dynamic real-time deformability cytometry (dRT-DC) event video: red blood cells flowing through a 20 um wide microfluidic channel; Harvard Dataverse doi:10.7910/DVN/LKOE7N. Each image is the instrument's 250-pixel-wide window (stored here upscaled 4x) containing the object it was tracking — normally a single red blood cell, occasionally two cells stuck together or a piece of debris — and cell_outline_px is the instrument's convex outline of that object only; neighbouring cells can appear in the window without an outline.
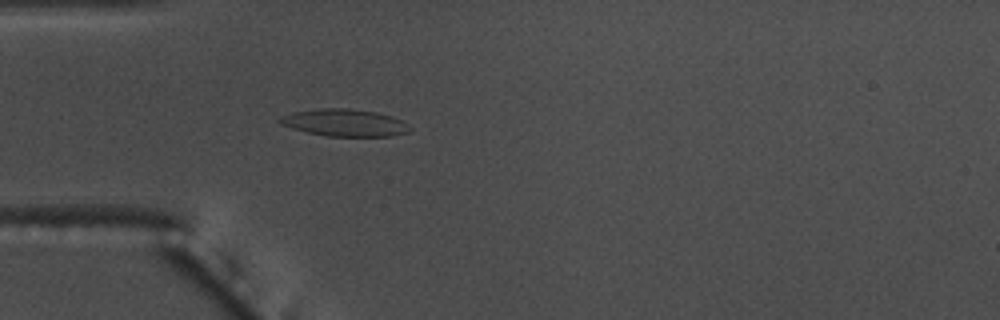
{"species": "common noctule bat (a hibernating species)", "species_latin": "Nyctalus noctula", "temperature_condition": "warm", "stored_images_in_passage": 46, "camera_frame_rate_fps": 3000, "um_per_image_px": 0.085, "animal": {"sex": "male", "body_mass_g": 17.5, "forearm_length_mm": 52.3}, "frame": {"image": 1, "passage_image": 7, "time_ms": 2.0, "image_size_px": [1000, 320], "cell_outline_px": [[412, 128], [408, 132], [392, 136], [328, 136], [308, 132], [292, 128], [280, 124], [276, 120], [280, 116], [292, 112], [320, 108], [348, 108], [376, 112], [392, 116], [408, 124]], "centroid_in_image_um": [29.27, 10.42], "position_along_channel_um": 55.7, "area_um2": 20.63}}
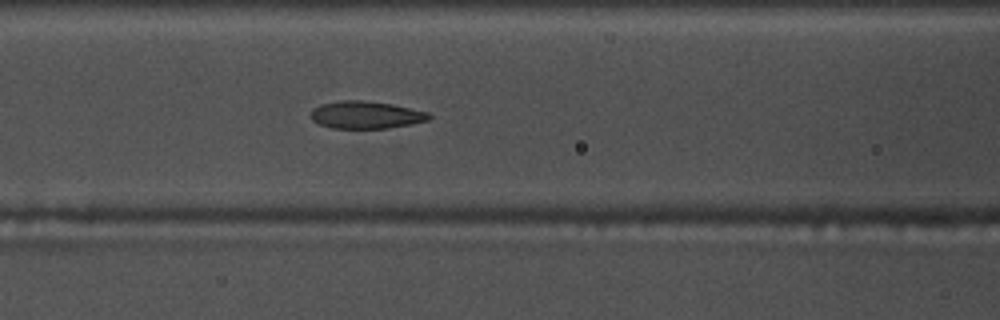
{"frame": {"image": 2, "passage_image": 14, "time_ms": 4.333, "image_size_px": [1000, 320], "cell_outline_px": [[432, 116], [428, 120], [412, 124], [388, 128], [332, 128], [320, 124], [312, 120], [312, 108], [320, 104], [340, 100], [360, 100], [392, 104], [428, 112]], "centroid_in_image_um": [31.1, 9.76], "position_along_channel_um": 135.5, "area_um2": 18.84}, "authors_computed_cell_mechanics": {"area_um2": 19.652, "velocity_mm_per_s": 3.6736, "shape_relaxation_time_tau1_ms": 3.9369, "shape_relaxation_time_tau2_ms": 1.4966, "deformation_change_tau1": 0.1663, "deformation_change_tau2": 0.0901}}